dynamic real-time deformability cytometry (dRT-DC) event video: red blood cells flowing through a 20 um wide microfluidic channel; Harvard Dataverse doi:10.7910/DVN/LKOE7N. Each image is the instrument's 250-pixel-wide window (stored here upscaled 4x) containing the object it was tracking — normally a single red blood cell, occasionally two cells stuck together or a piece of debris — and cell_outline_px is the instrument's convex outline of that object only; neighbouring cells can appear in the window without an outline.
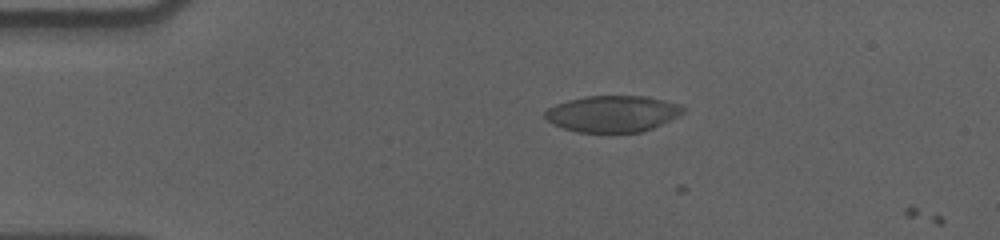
{"species": "human", "species_latin": "Homo sapiens", "temperature_condition": "cold", "stored_images_in_passage": 14, "camera_frame_rate_fps": 3000, "um_per_image_px": 0.085, "donor": {"sex": "male"}, "frame": {"image": 1, "passage_image": 12, "time_ms": 3.667, "image_size_px": [1000, 240], "cell_outline_px": [[688, 108], [680, 116], [652, 128], [640, 132], [576, 132], [552, 124], [544, 116], [544, 112], [548, 108], [556, 104], [568, 100], [588, 96], [648, 96], [684, 104]], "centroid_in_image_um": [52.14, 9.66], "position_along_channel_um": 32.9, "area_um2": 29.59}}